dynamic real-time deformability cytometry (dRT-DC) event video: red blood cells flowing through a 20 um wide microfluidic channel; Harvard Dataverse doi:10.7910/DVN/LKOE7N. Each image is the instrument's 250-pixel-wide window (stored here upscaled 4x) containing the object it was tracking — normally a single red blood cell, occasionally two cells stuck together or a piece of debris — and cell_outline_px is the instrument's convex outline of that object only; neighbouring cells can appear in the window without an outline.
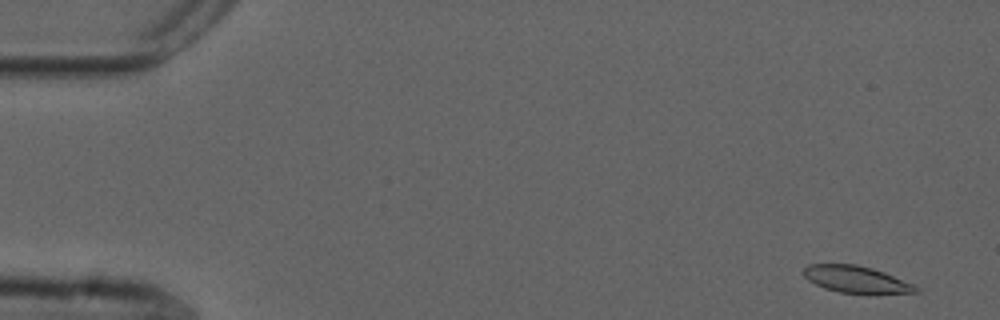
{"species": "common noctule bat (a hibernating species)", "species_latin": "Nyctalus noctula", "temperature_condition": "cold", "stored_images_in_passage": 54, "camera_frame_rate_fps": 3000, "um_per_image_px": 0.085, "animal": {"sex": "male", "forearm_length_mm": 52.5}, "frame": {"image": 1, "passage_image": 2, "time_ms": 0.333, "image_size_px": [1000, 320], "cell_outline_px": [[920, 292], [876, 296], [872, 296], [840, 292], [824, 288], [808, 280], [800, 272], [808, 264], [856, 264], [872, 268], [884, 272], [916, 284], [920, 288]], "centroid_in_image_um": [72.88, 23.79], "position_along_channel_um": 12.1, "area_um2": 18.55}}
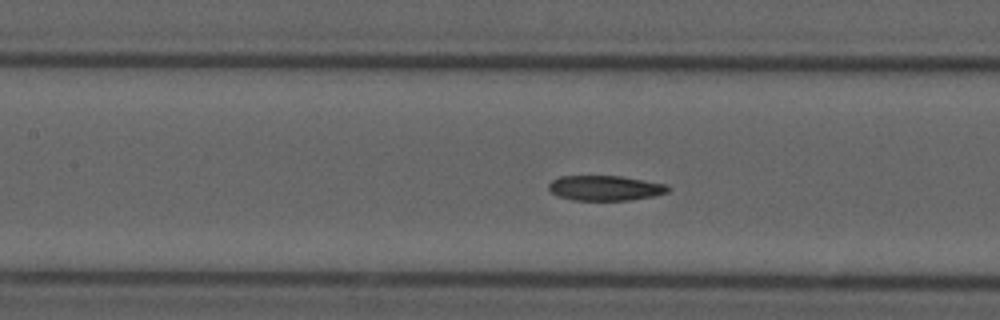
{"frame": {"image": 2, "passage_image": 24, "time_ms": 7.667, "image_size_px": [1000, 320], "cell_outline_px": [[672, 188], [668, 192], [652, 196], [628, 200], [572, 200], [560, 196], [552, 192], [548, 188], [548, 184], [552, 180], [560, 176], [620, 176], [668, 184]], "centroid_in_image_um": [51.46, 15.97], "position_along_channel_um": 155.9, "area_um2": 17.4}}
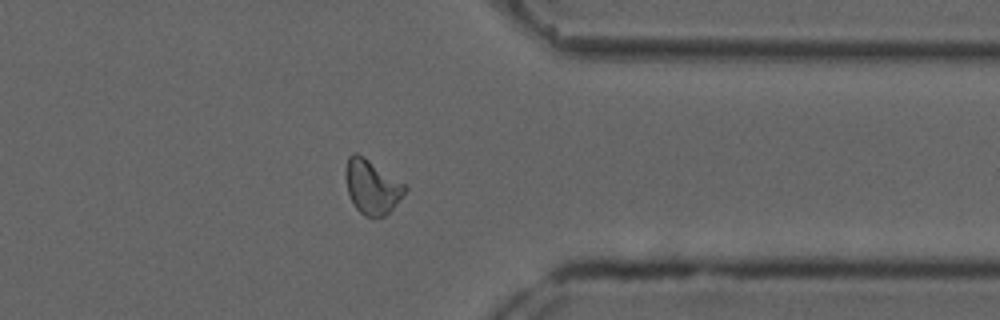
{"frame": {"image": 3, "passage_image": 43, "time_ms": 14.0, "image_size_px": [1000, 320], "cell_outline_px": [[408, 188], [392, 208], [384, 216], [364, 216], [356, 208], [348, 192], [344, 176], [344, 172], [348, 156], [352, 152], [356, 152], [364, 156], [404, 184]], "centroid_in_image_um": [31.57, 15.84], "position_along_channel_um": 379.8, "area_um2": 18.5}, "authors_computed_cell_mechanics": {"area_um2": 18.4093, "velocity_mm_per_s": 3.6724, "shape_relaxation_time_tau1_ms": null, "shape_relaxation_time_tau2_ms": 5.2104, "deformation_change_tau1": null, "deformation_change_tau2": 0.1159}}